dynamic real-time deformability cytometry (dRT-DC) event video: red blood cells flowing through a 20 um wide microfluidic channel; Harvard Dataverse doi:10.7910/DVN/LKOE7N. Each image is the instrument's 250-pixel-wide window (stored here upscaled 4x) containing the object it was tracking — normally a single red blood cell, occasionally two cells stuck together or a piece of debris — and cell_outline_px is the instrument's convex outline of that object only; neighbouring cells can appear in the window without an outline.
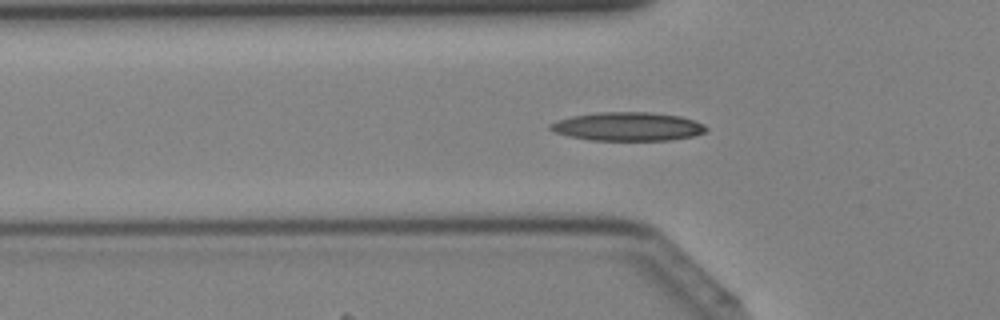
{"species": "Egyptian fruit bat (a non-hibernating species)", "species_latin": "Rousettus aegyptiacus", "temperature_condition": "cold", "stored_images_in_passage": 42, "segment_of_instrument_passage": [1, 2], "camera_frame_rate_fps": 3000, "um_per_image_px": 0.085, "animal": {"sex": "female"}, "frame": {"image": 1, "passage_image": 13, "time_ms": 4.0, "image_size_px": [1000, 320], "cell_outline_px": [[708, 128], [704, 132], [692, 136], [672, 140], [592, 140], [568, 136], [556, 132], [548, 128], [548, 124], [556, 120], [572, 116], [596, 112], [648, 112], [680, 116], [704, 124]], "centroid_in_image_um": [53.33, 10.75], "position_along_channel_um": 72.5, "area_um2": 25.95}}
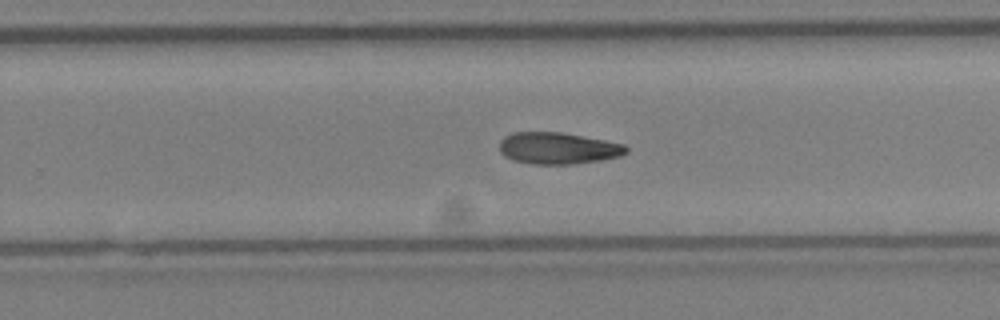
{"frame": {"image": 2, "passage_image": 26, "time_ms": 8.333, "image_size_px": [1000, 320], "cell_outline_px": [[628, 152], [620, 156], [600, 160], [572, 164], [532, 164], [512, 160], [504, 156], [500, 152], [500, 140], [504, 136], [512, 132], [560, 132], [604, 140], [624, 144], [628, 148]], "centroid_in_image_um": [47.4, 12.6], "position_along_channel_um": 282.4, "area_um2": 23.41}}
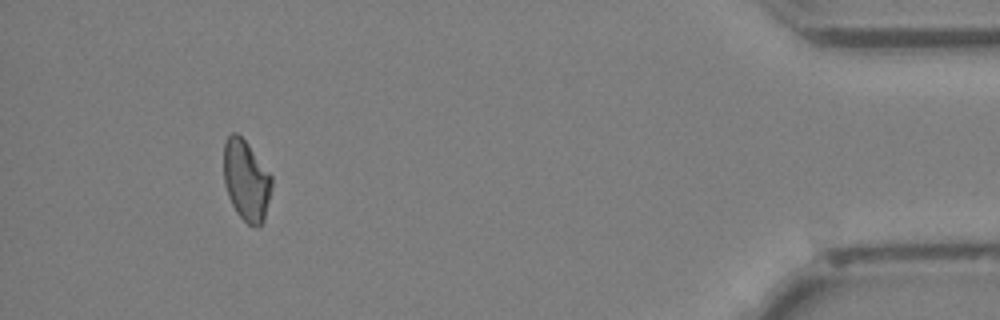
{"frame": {"image": 3, "passage_image": 38, "time_ms": 12.333, "image_size_px": [1000, 320], "cell_outline_px": [[272, 184], [264, 220], [260, 228], [256, 228], [248, 224], [236, 212], [228, 196], [224, 184], [224, 140], [232, 132], [236, 132], [248, 144], [272, 176]], "centroid_in_image_um": [20.92, 15.35], "position_along_channel_um": 414.3, "area_um2": 22.6}}